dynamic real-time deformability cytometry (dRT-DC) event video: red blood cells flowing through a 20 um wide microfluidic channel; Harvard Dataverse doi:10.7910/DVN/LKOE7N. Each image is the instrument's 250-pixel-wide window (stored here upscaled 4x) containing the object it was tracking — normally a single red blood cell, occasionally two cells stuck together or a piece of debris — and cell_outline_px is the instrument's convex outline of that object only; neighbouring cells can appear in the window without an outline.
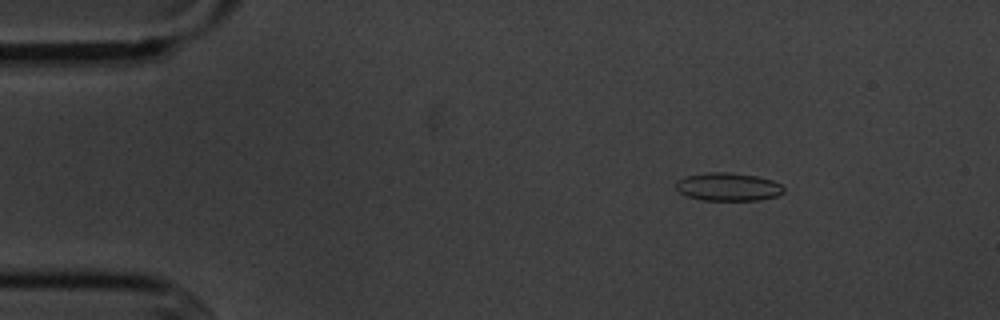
{"species": "common noctule bat (a hibernating species)", "species_latin": "Nyctalus noctula", "temperature_condition": "cold", "stored_images_in_passage": 5, "camera_frame_rate_fps": 3000, "um_per_image_px": 0.085, "animal": {"sex": "male", "body_mass_g": 20.1, "forearm_length_mm": 53.5}, "frame": {"image": 1, "passage_image": 2, "time_ms": 1.0, "image_size_px": [1000, 320], "cell_outline_px": [[784, 192], [776, 196], [760, 200], [704, 200], [688, 196], [680, 192], [676, 188], [676, 180], [684, 176], [708, 172], [728, 172], [756, 176], [772, 180], [780, 184], [784, 188]], "centroid_in_image_um": [61.88, 15.87], "position_along_channel_um": 23.1, "area_um2": 17.63}}